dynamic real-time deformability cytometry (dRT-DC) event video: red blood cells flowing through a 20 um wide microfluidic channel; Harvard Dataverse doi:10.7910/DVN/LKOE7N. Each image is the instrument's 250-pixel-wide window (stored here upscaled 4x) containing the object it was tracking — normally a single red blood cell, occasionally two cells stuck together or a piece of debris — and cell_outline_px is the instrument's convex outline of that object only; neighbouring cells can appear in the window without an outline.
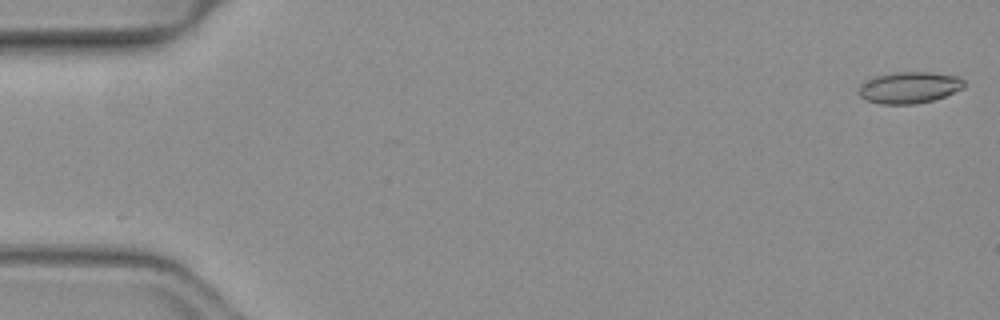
{"species": "common noctule bat (a hibernating species)", "species_latin": "Nyctalus noctula", "temperature_condition": "warm", "stored_images_in_passage": 18, "camera_frame_rate_fps": 3000, "um_per_image_px": 0.085, "animal": {"sex": "female", "body_mass_g": 19.3, "forearm_length_mm": 54.1}, "frame": {"image": 1, "passage_image": 1, "time_ms": 0.0, "image_size_px": [1000, 320], "cell_outline_px": [[964, 88], [944, 96], [932, 100], [912, 104], [880, 104], [868, 100], [860, 96], [860, 84], [876, 76], [892, 72], [928, 72], [960, 76], [964, 80]], "centroid_in_image_um": [77.32, 7.43], "position_along_channel_um": 7.7, "area_um2": 19.19}}
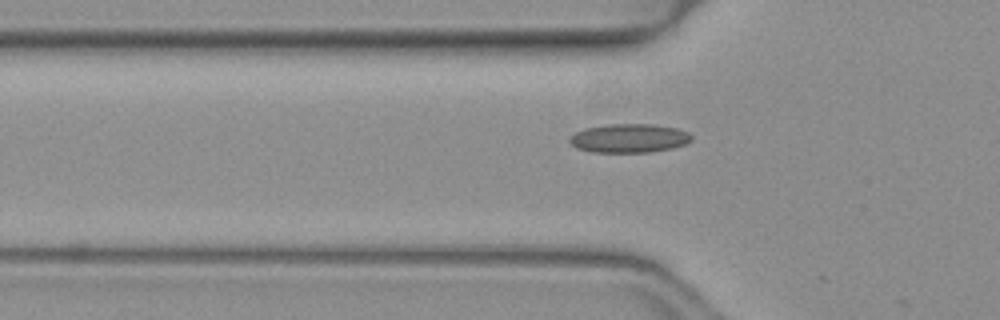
{"frame": {"image": 2, "passage_image": 17, "time_ms": 5.333, "image_size_px": [1000, 320], "cell_outline_px": [[692, 140], [684, 144], [672, 148], [648, 152], [592, 152], [576, 148], [568, 140], [568, 136], [584, 128], [608, 124], [652, 124], [676, 128], [688, 132], [692, 136]], "centroid_in_image_um": [53.44, 11.74], "position_along_channel_um": 72.4, "area_um2": 20.52}}